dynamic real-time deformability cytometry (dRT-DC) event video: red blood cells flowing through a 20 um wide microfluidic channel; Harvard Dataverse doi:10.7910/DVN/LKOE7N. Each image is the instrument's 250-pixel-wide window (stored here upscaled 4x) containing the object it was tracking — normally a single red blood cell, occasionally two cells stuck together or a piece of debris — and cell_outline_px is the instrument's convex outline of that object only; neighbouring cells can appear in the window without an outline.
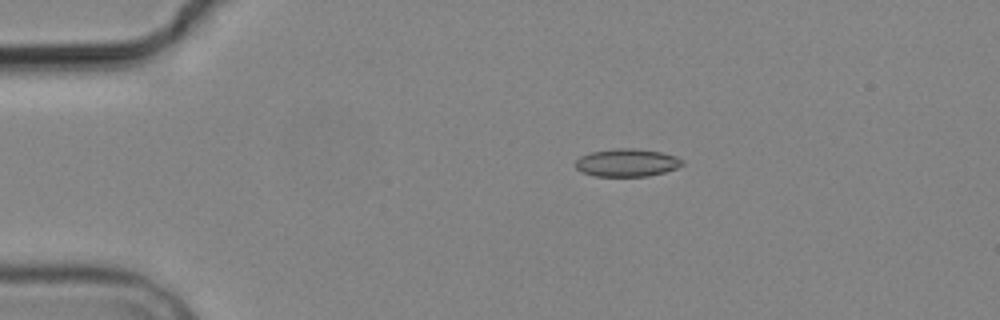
{"species": "common noctule bat (a hibernating species)", "species_latin": "Nyctalus noctula", "temperature_condition": "cold", "stored_images_in_passage": 8, "camera_frame_rate_fps": 3000, "um_per_image_px": 0.085, "animal": {"sex": "male", "body_mass_g": 19.2, "forearm_length_mm": 51.8}, "frame": {"image": 1, "passage_image": 3, "time_ms": 2.333, "image_size_px": [1000, 320], "cell_outline_px": [[684, 164], [676, 168], [664, 172], [648, 176], [596, 176], [584, 172], [576, 168], [576, 160], [580, 156], [592, 152], [616, 148], [636, 148], [664, 152], [676, 156], [684, 160]], "centroid_in_image_um": [53.34, 13.81], "position_along_channel_um": 31.7, "area_um2": 17.34}}
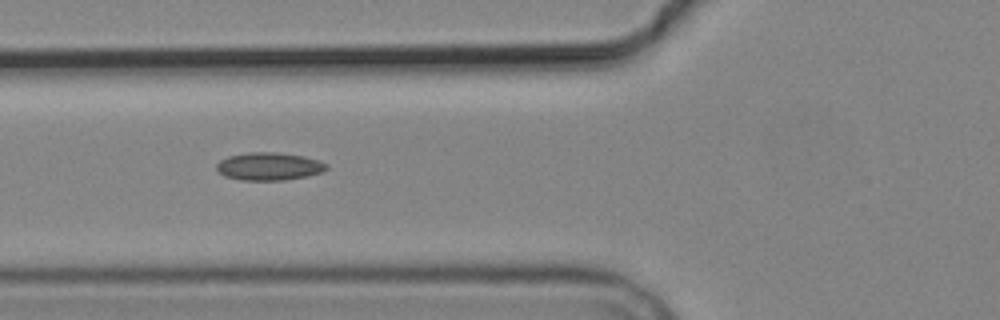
{"frame": {"image": 2, "passage_image": 6, "time_ms": 5.667, "image_size_px": [1000, 320], "cell_outline_px": [[328, 168], [324, 172], [308, 176], [284, 180], [240, 180], [224, 176], [216, 168], [216, 164], [220, 160], [228, 156], [248, 152], [276, 152], [304, 156], [320, 160], [328, 164]], "centroid_in_image_um": [22.9, 14.14], "position_along_channel_um": 102.9, "area_um2": 18.03}}
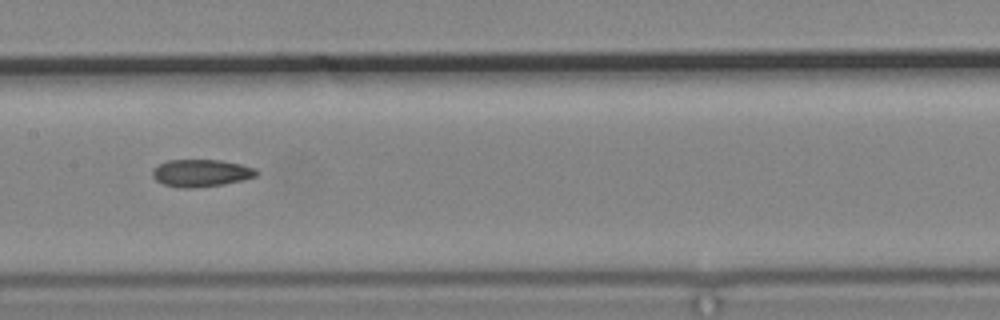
{"frame": {"image": 3, "passage_image": 8, "time_ms": 8.0, "image_size_px": [1000, 320], "cell_outline_px": [[260, 172], [256, 176], [244, 180], [224, 184], [192, 188], [180, 188], [164, 184], [156, 180], [152, 176], [152, 168], [168, 160], [220, 160], [240, 164], [256, 168]], "centroid_in_image_um": [17.11, 14.71], "position_along_channel_um": 190.3, "area_um2": 16.65}}